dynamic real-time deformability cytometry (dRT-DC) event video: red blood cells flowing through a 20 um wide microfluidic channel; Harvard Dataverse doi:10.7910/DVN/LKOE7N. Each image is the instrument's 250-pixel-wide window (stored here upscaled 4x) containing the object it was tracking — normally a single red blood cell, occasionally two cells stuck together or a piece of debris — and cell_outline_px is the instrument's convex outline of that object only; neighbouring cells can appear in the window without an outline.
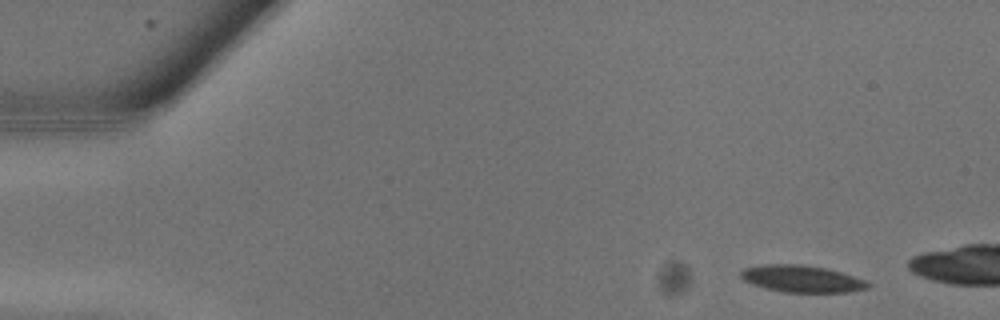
{"species": "common noctule bat (a hibernating species)", "species_latin": "Nyctalus noctula", "temperature_condition": "warm", "stored_images_in_passage": 6, "camera_frame_rate_fps": 3000, "um_per_image_px": 0.085, "animal": {"sex": "male", "body_mass_g": 13.3}, "frame": {"image": 1, "passage_image": 1, "time_ms": 0.0, "image_size_px": [1000, 320], "cell_outline_px": [[872, 284], [868, 288], [848, 292], [784, 292], [764, 288], [752, 284], [744, 280], [740, 276], [740, 272], [744, 268], [760, 264], [800, 264], [824, 268], [840, 272], [864, 280]], "centroid_in_image_um": [68.11, 23.7], "position_along_channel_um": 16.9, "area_um2": 19.88}}